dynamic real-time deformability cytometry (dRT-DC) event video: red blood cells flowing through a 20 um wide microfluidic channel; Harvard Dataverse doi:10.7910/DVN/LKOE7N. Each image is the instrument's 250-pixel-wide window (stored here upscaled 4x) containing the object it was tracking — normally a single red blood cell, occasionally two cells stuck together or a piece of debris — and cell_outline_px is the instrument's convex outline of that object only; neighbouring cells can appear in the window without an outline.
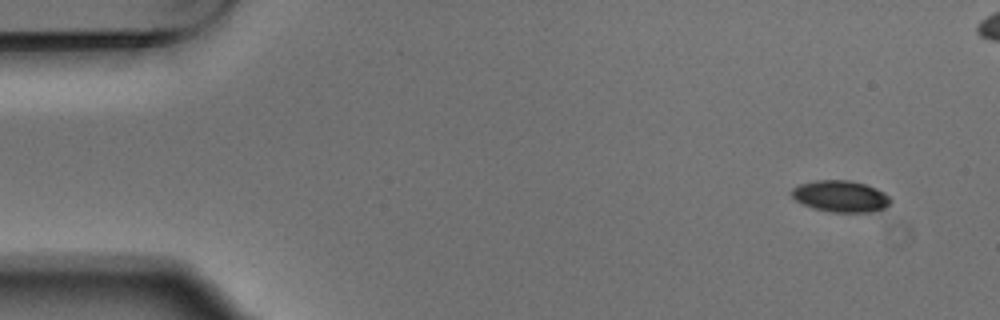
{"species": "Egyptian fruit bat (a non-hibernating species)", "species_latin": "Rousettus aegyptiacus", "temperature_condition": "warm", "stored_images_in_passage": 5, "camera_frame_rate_fps": 3000, "um_per_image_px": 0.085, "animal": {"sex": "male"}, "frame": {"image": 1, "passage_image": 1, "time_ms": 0.0, "image_size_px": [1000, 320], "cell_outline_px": [[892, 200], [884, 208], [876, 212], [832, 212], [812, 208], [796, 200], [792, 196], [792, 188], [800, 184], [816, 180], [848, 180], [864, 184], [876, 188], [884, 192]], "centroid_in_image_um": [71.46, 16.69], "position_along_channel_um": 13.5, "area_um2": 18.09}}